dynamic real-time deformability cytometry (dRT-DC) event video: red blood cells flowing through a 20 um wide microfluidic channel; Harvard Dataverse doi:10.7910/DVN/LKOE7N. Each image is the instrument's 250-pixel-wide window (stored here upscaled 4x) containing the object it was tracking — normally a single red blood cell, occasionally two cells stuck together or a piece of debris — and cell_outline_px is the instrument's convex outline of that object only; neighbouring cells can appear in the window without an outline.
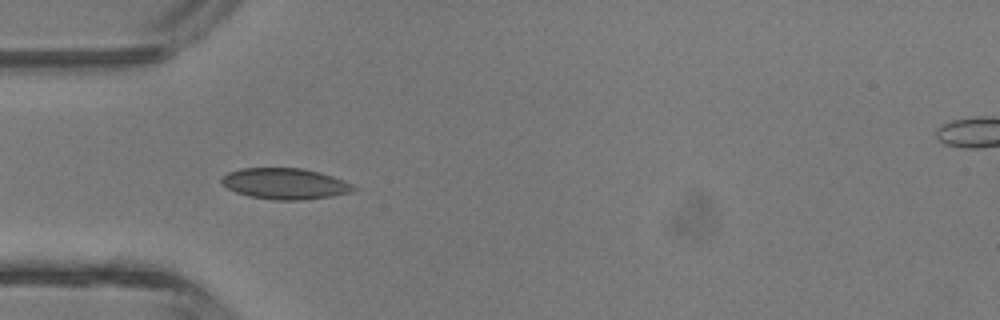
{"species": "common noctule bat (a hibernating species)", "species_latin": "Nyctalus noctula", "temperature_condition": "room temperature", "stored_images_in_passage": 4, "camera_frame_rate_fps": 3000, "um_per_image_px": 0.085, "animal": {"sex": "male", "body_mass_g": 13.3}, "frame": {"image": 1, "passage_image": 4, "time_ms": 3.333, "image_size_px": [1000, 320], "cell_outline_px": [[356, 188], [352, 192], [332, 196], [304, 200], [272, 200], [248, 196], [236, 192], [228, 188], [220, 180], [228, 172], [240, 168], [304, 168], [320, 172], [344, 180], [352, 184]], "centroid_in_image_um": [24.24, 15.61], "position_along_channel_um": 60.8, "area_um2": 23.93}}